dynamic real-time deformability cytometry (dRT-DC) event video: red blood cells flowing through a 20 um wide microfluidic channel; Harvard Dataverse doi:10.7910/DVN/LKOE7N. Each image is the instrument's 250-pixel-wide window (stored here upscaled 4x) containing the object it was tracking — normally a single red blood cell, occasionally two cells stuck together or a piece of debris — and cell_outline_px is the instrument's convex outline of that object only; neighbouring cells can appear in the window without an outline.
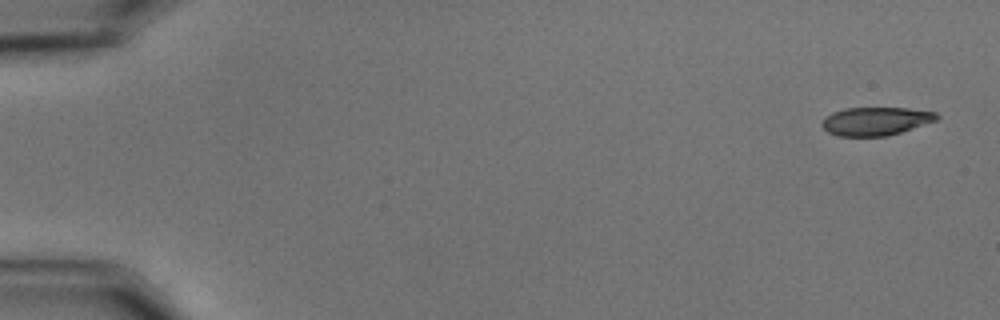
{"species": "common noctule bat (a hibernating species)", "species_latin": "Nyctalus noctula", "temperature_condition": "cold", "stored_images_in_passage": 56, "camera_frame_rate_fps": 3000, "um_per_image_px": 0.085, "animal": {"sex": "male", "body_mass_g": 15.6}, "frame": {"image": 1, "passage_image": 1, "time_ms": 0.0, "image_size_px": [1000, 320], "cell_outline_px": [[940, 116], [936, 120], [888, 136], [836, 136], [828, 132], [820, 124], [832, 112], [844, 108], [908, 108], [936, 112]], "centroid_in_image_um": [74.43, 10.3], "position_along_channel_um": 10.6, "area_um2": 18.79}}
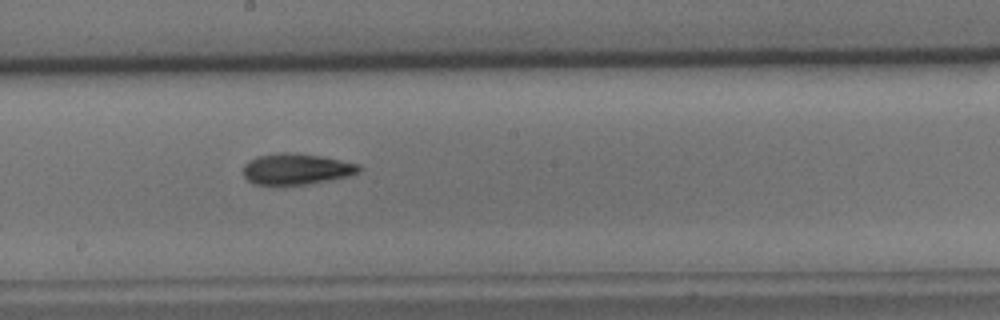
{"frame": {"image": 2, "passage_image": 31, "time_ms": 10.0, "image_size_px": [1000, 320], "cell_outline_px": [[364, 168], [360, 172], [348, 176], [308, 184], [252, 184], [244, 176], [244, 164], [248, 160], [256, 156], [280, 152], [292, 152], [320, 156], [360, 164]], "centroid_in_image_um": [25.2, 14.35], "position_along_channel_um": 223.0, "area_um2": 20.98}}
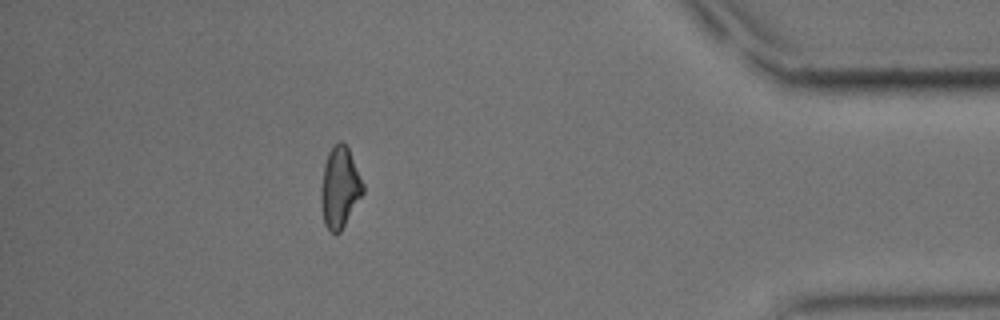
{"frame": {"image": 3, "passage_image": 50, "time_ms": 16.333, "image_size_px": [1000, 320], "cell_outline_px": [[364, 192], [340, 232], [332, 232], [324, 224], [320, 204], [320, 192], [324, 164], [328, 152], [340, 140], [348, 148], [364, 184]], "centroid_in_image_um": [28.87, 15.94], "position_along_channel_um": 406.3, "area_um2": 19.65}, "authors_computed_cell_mechanics": {"area_um2": 20.23, "velocity_mm_per_s": 3.5436, "shape_relaxation_time_tau1_ms": 7.5941, "shape_relaxation_time_tau2_ms": 4.5662, "deformation_change_tau1": 0.1759, "deformation_change_tau2": 0.1299}}